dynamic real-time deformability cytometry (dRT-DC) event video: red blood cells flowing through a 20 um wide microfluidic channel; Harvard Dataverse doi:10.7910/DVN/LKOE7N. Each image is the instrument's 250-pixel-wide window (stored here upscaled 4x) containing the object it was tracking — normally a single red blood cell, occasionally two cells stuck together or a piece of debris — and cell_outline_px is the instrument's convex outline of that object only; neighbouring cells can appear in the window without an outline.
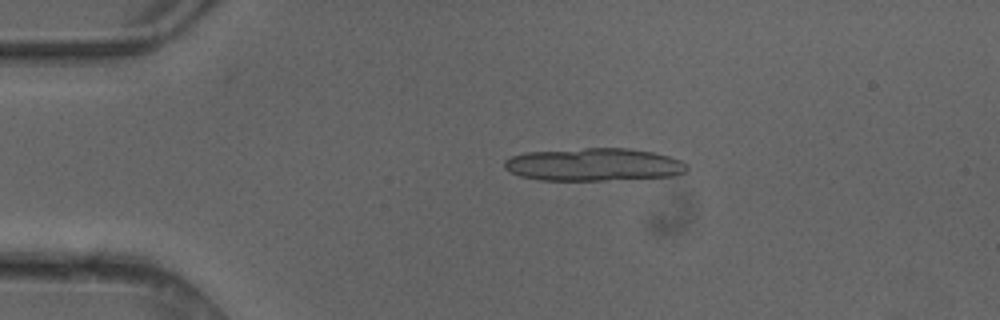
{"species": "common noctule bat (a hibernating species)", "species_latin": "Nyctalus noctula", "temperature_condition": "cold", "stored_images_in_passage": 3, "camera_frame_rate_fps": 3000, "um_per_image_px": 0.085, "animal": {"sex": "female"}, "frame": {"image": 1, "passage_image": 2, "time_ms": 0.333, "image_size_px": [1000, 320], "cell_outline_px": [[688, 172], [672, 176], [604, 180], [540, 180], [520, 176], [504, 168], [504, 160], [512, 156], [524, 152], [584, 148], [628, 148], [652, 152], [668, 156], [680, 160], [688, 164]], "centroid_in_image_um": [50.47, 13.98], "position_along_channel_um": 34.5, "area_um2": 34.97}}